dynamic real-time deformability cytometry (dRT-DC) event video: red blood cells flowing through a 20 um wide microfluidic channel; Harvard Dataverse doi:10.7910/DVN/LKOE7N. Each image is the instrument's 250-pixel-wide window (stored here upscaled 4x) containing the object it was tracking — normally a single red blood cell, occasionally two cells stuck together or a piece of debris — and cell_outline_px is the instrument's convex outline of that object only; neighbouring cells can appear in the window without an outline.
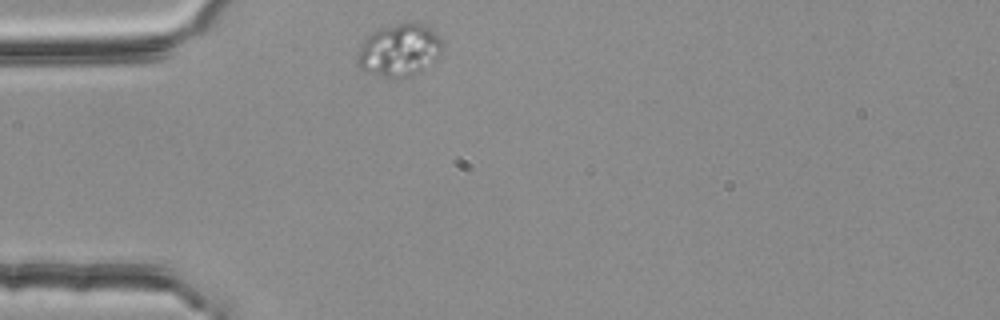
{"species": "common noctule bat (a hibernating species)", "species_latin": "Nyctalus noctula", "temperature_condition": "room temperature", "stored_images_in_passage": 45, "camera_frame_rate_fps": 3000, "um_per_image_px": 0.085, "animal": {"sex": "female", "body_mass_g": 25.1}, "frame": {"image": 1, "passage_image": 1, "time_ms": 0.0, "image_size_px": [1000, 320], "cell_outline_px": [[444, 48], [420, 72], [412, 76], [400, 80], [364, 72], [356, 64], [356, 60], [360, 48], [364, 40], [372, 32], [396, 24], [424, 24], [432, 28], [444, 44]], "centroid_in_image_um": [33.93, 4.31], "position_along_channel_um": 51.1, "area_um2": 25.89}}
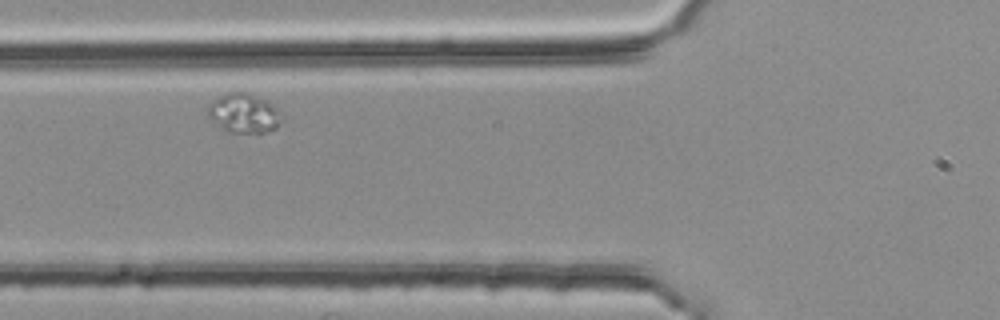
{"frame": {"image": 2, "passage_image": 7, "time_ms": 2.0, "image_size_px": [1000, 320], "cell_outline_px": [[276, 128], [264, 132], [228, 132], [212, 120], [208, 116], [208, 104], [220, 96], [228, 92], [248, 92], [276, 104]], "centroid_in_image_um": [20.66, 9.59], "position_along_channel_um": 105.1, "area_um2": 16.36}, "authors_computed_cell_mechanics": {"area_um2": 14.161, "velocity_mm_per_s": 3.4091, "shape_relaxation_time_tau1_ms": 2.2444, "shape_relaxation_time_tau2_ms": null, "deformation_change_tau1": 0.0693, "deformation_change_tau2": null}}